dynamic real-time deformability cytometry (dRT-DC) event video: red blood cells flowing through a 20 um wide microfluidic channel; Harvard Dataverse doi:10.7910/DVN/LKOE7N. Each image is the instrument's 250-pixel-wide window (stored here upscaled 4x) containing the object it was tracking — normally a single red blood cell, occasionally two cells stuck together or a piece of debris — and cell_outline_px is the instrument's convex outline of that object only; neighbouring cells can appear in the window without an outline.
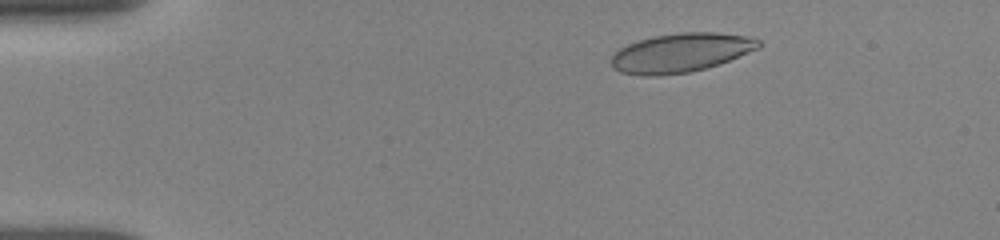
{"species": "human", "species_latin": "Homo sapiens", "temperature_condition": "room temperature", "stored_images_in_passage": 10, "camera_frame_rate_fps": 3000, "um_per_image_px": 0.085, "donor": {"sex": "female"}, "frame": {"image": 1, "passage_image": 5, "time_ms": 1.667, "image_size_px": [1000, 240], "cell_outline_px": [[764, 44], [760, 48], [720, 64], [688, 72], [656, 76], [640, 76], [620, 72], [612, 68], [612, 56], [620, 48], [628, 44], [640, 40], [656, 36], [680, 32], [716, 32], [752, 36], [760, 40]], "centroid_in_image_um": [57.93, 4.48], "position_along_channel_um": 27.1, "area_um2": 33.7}}
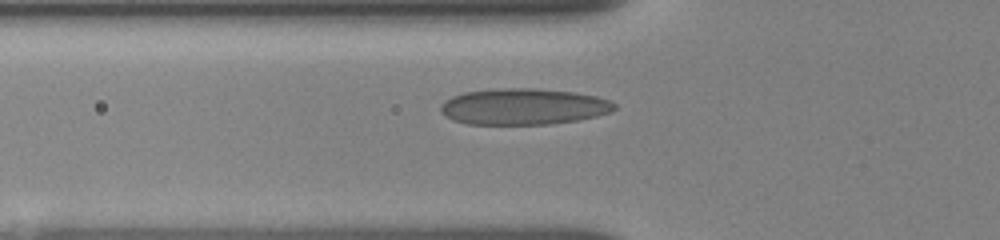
{"frame": {"image": 2, "passage_image": 9, "time_ms": 5.0, "image_size_px": [1000, 240], "cell_outline_px": [[616, 108], [612, 112], [596, 116], [576, 120], [552, 124], [468, 124], [452, 120], [444, 116], [440, 112], [440, 104], [444, 100], [452, 96], [464, 92], [500, 88], [536, 88], [576, 92], [596, 96], [608, 100], [616, 104]], "centroid_in_image_um": [44.47, 9.06], "position_along_channel_um": 81.3, "area_um2": 36.99}}